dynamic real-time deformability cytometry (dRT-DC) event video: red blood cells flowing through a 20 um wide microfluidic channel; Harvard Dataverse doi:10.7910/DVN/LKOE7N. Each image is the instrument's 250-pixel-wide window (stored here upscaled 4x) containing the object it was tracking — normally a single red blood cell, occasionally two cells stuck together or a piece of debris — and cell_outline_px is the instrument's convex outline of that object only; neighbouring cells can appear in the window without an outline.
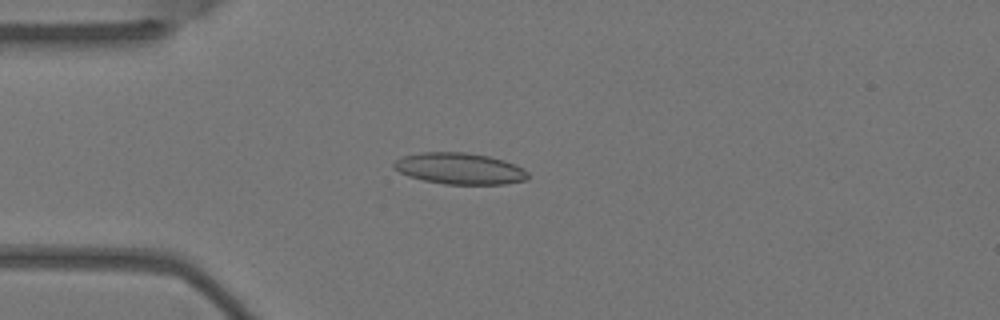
{"species": "Egyptian fruit bat (a non-hibernating species)", "species_latin": "Rousettus aegyptiacus", "temperature_condition": "warm", "stored_images_in_passage": 3, "camera_frame_rate_fps": 3000, "um_per_image_px": 0.085, "animal": {"sex": "female"}, "frame": {"image": 1, "passage_image": 3, "time_ms": 0.667, "image_size_px": [1000, 320], "cell_outline_px": [[528, 180], [508, 184], [444, 184], [424, 180], [408, 176], [392, 168], [392, 164], [400, 156], [420, 152], [464, 152], [488, 156], [504, 160], [516, 164], [524, 168], [528, 172]], "centroid_in_image_um": [39.07, 14.32], "position_along_channel_um": 45.9, "area_um2": 24.8}}